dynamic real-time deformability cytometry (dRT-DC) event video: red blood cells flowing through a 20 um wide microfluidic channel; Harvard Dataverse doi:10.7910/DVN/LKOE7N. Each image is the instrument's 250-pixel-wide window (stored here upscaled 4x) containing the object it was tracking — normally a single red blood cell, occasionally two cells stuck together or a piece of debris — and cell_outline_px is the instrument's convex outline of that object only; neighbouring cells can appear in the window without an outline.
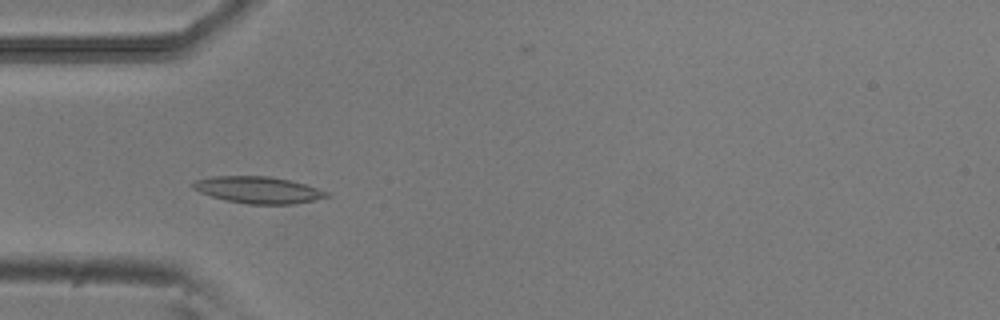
{"species": "common noctule bat (a hibernating species)", "species_latin": "Nyctalus noctula", "temperature_condition": "room temperature", "stored_images_in_passage": 52, "camera_frame_rate_fps": 3000, "um_per_image_px": 0.085, "animal": {"sex": "male", "body_mass_g": 20.5, "forearm_length_mm": 52.5}, "frame": {"image": 1, "passage_image": 14, "time_ms": 4.333, "image_size_px": [1000, 320], "cell_outline_px": [[332, 196], [292, 204], [248, 204], [228, 200], [212, 196], [200, 192], [192, 188], [188, 184], [196, 180], [212, 176], [268, 176], [292, 180], [328, 192]], "centroid_in_image_um": [21.92, 16.13], "position_along_channel_um": 63.1, "area_um2": 20.75}}
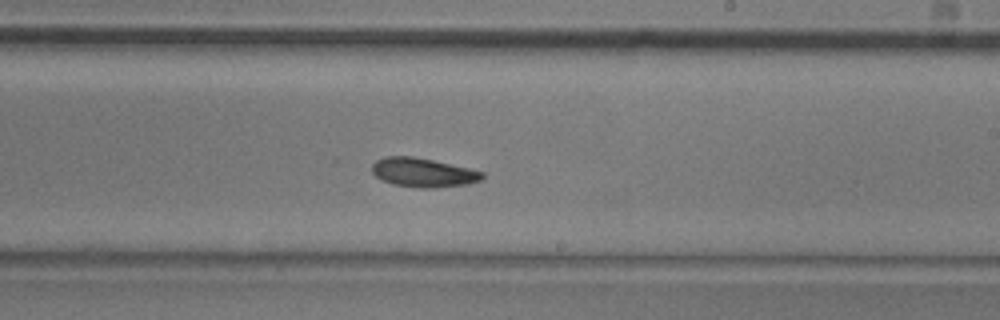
{"frame": {"image": 2, "passage_image": 29, "time_ms": 9.333, "image_size_px": [1000, 320], "cell_outline_px": [[484, 176], [480, 180], [468, 184], [432, 188], [420, 188], [392, 184], [380, 180], [372, 172], [372, 164], [376, 160], [384, 156], [412, 156], [432, 160], [468, 168], [484, 172]], "centroid_in_image_um": [35.93, 14.67], "position_along_channel_um": 253.1, "area_um2": 18.67}}
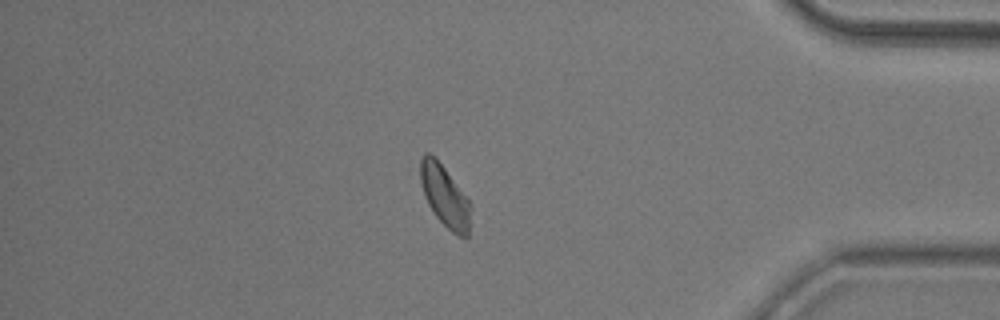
{"frame": {"image": 3, "passage_image": 43, "time_ms": 14.0, "image_size_px": [1000, 320], "cell_outline_px": [[472, 208], [468, 236], [456, 236], [436, 216], [428, 204], [420, 180], [420, 160], [424, 152], [428, 152], [444, 168], [468, 196], [472, 204]], "centroid_in_image_um": [37.85, 16.68], "position_along_channel_um": 397.3, "area_um2": 18.03}, "authors_computed_cell_mechanics": {"area_um2": 18.6983, "velocity_mm_per_s": 3.8081, "shape_relaxation_time_tau1_ms": 5.1267, "shape_relaxation_time_tau2_ms": null, "deformation_change_tau1": 0.1196, "deformation_change_tau2": null}}